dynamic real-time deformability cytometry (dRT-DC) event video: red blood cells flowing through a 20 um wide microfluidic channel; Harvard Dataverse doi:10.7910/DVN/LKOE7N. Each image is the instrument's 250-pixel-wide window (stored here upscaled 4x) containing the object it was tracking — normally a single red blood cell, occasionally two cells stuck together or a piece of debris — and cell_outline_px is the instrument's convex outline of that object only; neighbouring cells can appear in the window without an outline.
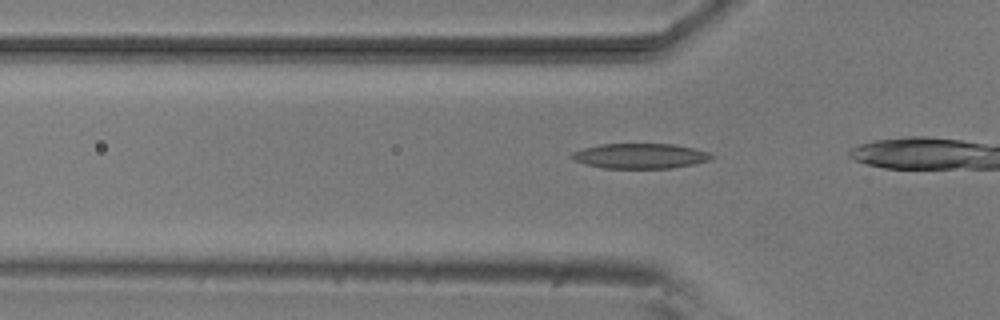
{"species": "common noctule bat (a hibernating species)", "species_latin": "Nyctalus noctula", "temperature_condition": "room temperature", "stored_images_in_passage": 14, "camera_frame_rate_fps": 3000, "um_per_image_px": 0.085, "animal": {"sex": "male", "body_mass_g": 20.5, "forearm_length_mm": 52.5}, "frame": {"image": 1, "passage_image": 12, "time_ms": 3.667, "image_size_px": [1000, 320], "cell_outline_px": [[716, 156], [712, 160], [672, 168], [604, 168], [588, 164], [576, 160], [568, 156], [572, 152], [584, 148], [600, 144], [672, 144], [692, 148], [708, 152]], "centroid_in_image_um": [54.44, 13.25], "position_along_channel_um": 71.4, "area_um2": 20.29}}